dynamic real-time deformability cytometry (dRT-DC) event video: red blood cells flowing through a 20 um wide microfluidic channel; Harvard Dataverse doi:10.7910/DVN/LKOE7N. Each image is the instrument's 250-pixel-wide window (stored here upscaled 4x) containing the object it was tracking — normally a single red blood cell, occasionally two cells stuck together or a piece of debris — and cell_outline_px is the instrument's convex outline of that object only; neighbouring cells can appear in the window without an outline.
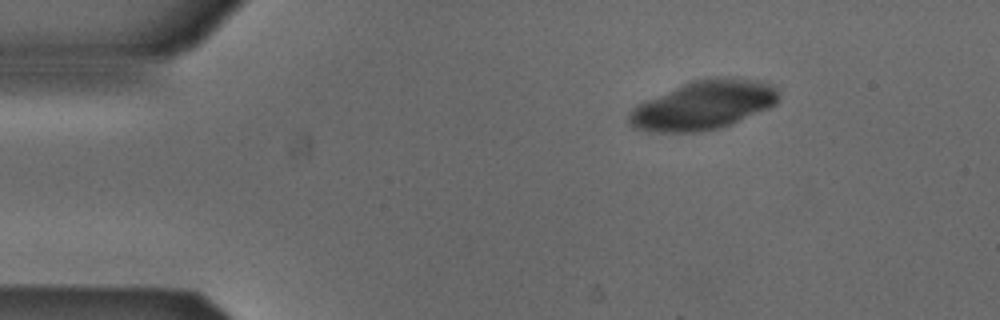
{"species": "Egyptian fruit bat (a non-hibernating species)", "species_latin": "Rousettus aegyptiacus", "temperature_condition": "cold", "stored_images_in_passage": 45, "camera_frame_rate_fps": 3000, "um_per_image_px": 0.085, "animal": {"sex": "male"}, "frame": {"image": 1, "passage_image": 1, "time_ms": 0.0, "image_size_px": [1000, 320], "cell_outline_px": [[780, 96], [776, 104], [768, 108], [720, 128], [700, 132], [656, 132], [632, 128], [628, 120], [628, 116], [632, 108], [636, 104], [644, 100], [692, 80], [716, 76], [728, 76], [760, 80], [772, 84], [776, 88]], "centroid_in_image_um": [59.79, 8.92], "position_along_channel_um": 25.2, "area_um2": 43.0}}
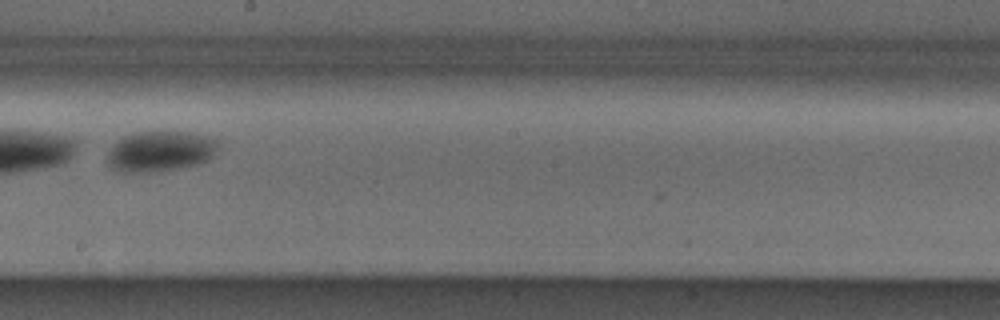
{"frame": {"image": 2, "passage_image": 23, "time_ms": 7.333, "image_size_px": [1000, 320], "cell_outline_px": [[220, 144], [216, 152], [208, 160], [200, 164], [180, 168], [156, 172], [120, 172], [112, 168], [108, 164], [108, 152], [112, 144], [124, 136], [136, 132], [184, 132], [220, 140]], "centroid_in_image_um": [13.62, 12.88], "position_along_channel_um": 234.6, "area_um2": 26.3}}
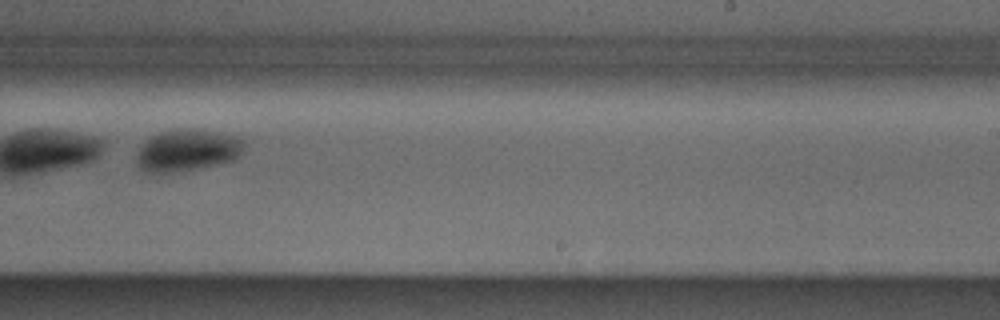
{"frame": {"image": 3, "passage_image": 26, "time_ms": 8.333, "image_size_px": [1000, 320], "cell_outline_px": [[244, 144], [240, 152], [232, 160], [196, 168], [164, 172], [148, 172], [140, 168], [136, 160], [136, 156], [140, 148], [152, 136], [160, 132], [180, 128], [200, 128], [236, 136], [244, 140]], "centroid_in_image_um": [15.92, 12.73], "position_along_channel_um": 273.1, "area_um2": 25.66}, "authors_computed_cell_mechanics": {"area_um2": 28.033, "velocity_mm_per_s": 3.8632, "shape_relaxation_time_tau1_ms": 0.2748, "shape_relaxation_time_tau2_ms": null, "deformation_change_tau1": 0.2322, "deformation_change_tau2": null}}